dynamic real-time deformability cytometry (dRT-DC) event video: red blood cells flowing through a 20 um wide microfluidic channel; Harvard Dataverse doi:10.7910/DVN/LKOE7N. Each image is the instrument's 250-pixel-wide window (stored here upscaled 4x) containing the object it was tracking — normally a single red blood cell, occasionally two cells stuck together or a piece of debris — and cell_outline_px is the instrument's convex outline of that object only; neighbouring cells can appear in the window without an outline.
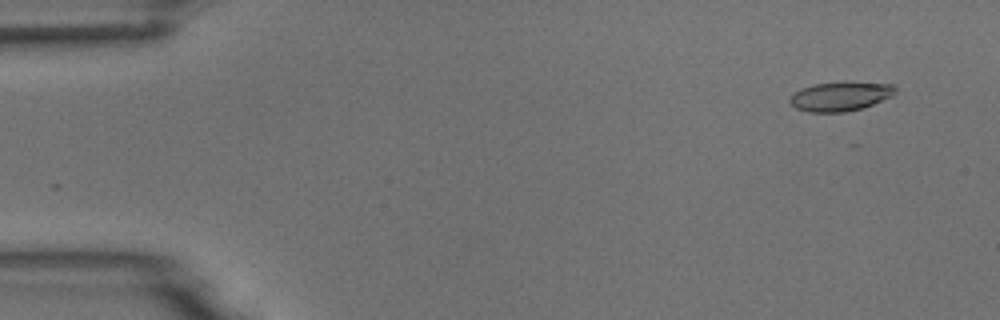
{"species": "common noctule bat (a hibernating species)", "species_latin": "Nyctalus noctula", "temperature_condition": "room temperature", "stored_images_in_passage": 7, "camera_frame_rate_fps": 3000, "um_per_image_px": 0.085, "animal": {"sex": "male", "body_mass_g": 18.8}, "frame": {"image": 1, "passage_image": 2, "time_ms": 0.333, "image_size_px": [1000, 320], "cell_outline_px": [[896, 92], [892, 96], [872, 104], [860, 108], [844, 112], [808, 112], [796, 108], [788, 100], [792, 92], [800, 88], [816, 84], [844, 80], [892, 84], [896, 88]], "centroid_in_image_um": [71.41, 8.15], "position_along_channel_um": 13.6, "area_um2": 18.32}}